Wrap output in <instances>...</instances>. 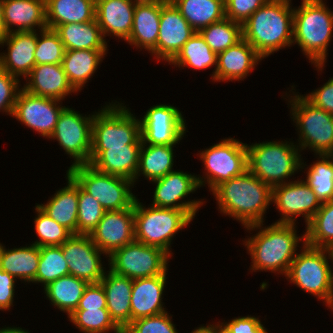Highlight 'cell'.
Returning a JSON list of instances; mask_svg holds the SVG:
<instances>
[{"label":"cell","mask_w":333,"mask_h":333,"mask_svg":"<svg viewBox=\"0 0 333 333\" xmlns=\"http://www.w3.org/2000/svg\"><path fill=\"white\" fill-rule=\"evenodd\" d=\"M263 223L246 226L247 230L260 229L254 236L244 241V246L252 258L251 270L278 272L286 275L298 249V242L305 243V233L297 236L296 224L273 223L262 227ZM303 239V240H302Z\"/></svg>","instance_id":"obj_1"},{"label":"cell","mask_w":333,"mask_h":333,"mask_svg":"<svg viewBox=\"0 0 333 333\" xmlns=\"http://www.w3.org/2000/svg\"><path fill=\"white\" fill-rule=\"evenodd\" d=\"M221 213L233 217L246 227L263 223L272 200V188L248 169L218 185L213 191Z\"/></svg>","instance_id":"obj_2"},{"label":"cell","mask_w":333,"mask_h":333,"mask_svg":"<svg viewBox=\"0 0 333 333\" xmlns=\"http://www.w3.org/2000/svg\"><path fill=\"white\" fill-rule=\"evenodd\" d=\"M291 0H268L242 25L243 38L262 57L290 47L293 42Z\"/></svg>","instance_id":"obj_3"},{"label":"cell","mask_w":333,"mask_h":333,"mask_svg":"<svg viewBox=\"0 0 333 333\" xmlns=\"http://www.w3.org/2000/svg\"><path fill=\"white\" fill-rule=\"evenodd\" d=\"M293 26L292 43L322 71L333 36V11L323 0H302L301 6L293 8Z\"/></svg>","instance_id":"obj_4"},{"label":"cell","mask_w":333,"mask_h":333,"mask_svg":"<svg viewBox=\"0 0 333 333\" xmlns=\"http://www.w3.org/2000/svg\"><path fill=\"white\" fill-rule=\"evenodd\" d=\"M246 147L248 170L271 188L287 183L286 178L307 166L302 162L300 148L291 142L270 141Z\"/></svg>","instance_id":"obj_5"},{"label":"cell","mask_w":333,"mask_h":333,"mask_svg":"<svg viewBox=\"0 0 333 333\" xmlns=\"http://www.w3.org/2000/svg\"><path fill=\"white\" fill-rule=\"evenodd\" d=\"M136 198L134 203L135 240L154 246L170 256L172 238L193 219L182 210L150 206L146 208Z\"/></svg>","instance_id":"obj_6"},{"label":"cell","mask_w":333,"mask_h":333,"mask_svg":"<svg viewBox=\"0 0 333 333\" xmlns=\"http://www.w3.org/2000/svg\"><path fill=\"white\" fill-rule=\"evenodd\" d=\"M327 259L333 261V250L314 248L303 243V249L300 254L297 253L285 276L291 283L317 299L324 300L326 306H329L332 299L333 270Z\"/></svg>","instance_id":"obj_7"},{"label":"cell","mask_w":333,"mask_h":333,"mask_svg":"<svg viewBox=\"0 0 333 333\" xmlns=\"http://www.w3.org/2000/svg\"><path fill=\"white\" fill-rule=\"evenodd\" d=\"M113 103L94 114L91 151L125 147L127 144H142L140 119L131 114L123 103Z\"/></svg>","instance_id":"obj_8"},{"label":"cell","mask_w":333,"mask_h":333,"mask_svg":"<svg viewBox=\"0 0 333 333\" xmlns=\"http://www.w3.org/2000/svg\"><path fill=\"white\" fill-rule=\"evenodd\" d=\"M290 96L291 117L299 129V148L316 155H333V115L310 103L303 95Z\"/></svg>","instance_id":"obj_9"},{"label":"cell","mask_w":333,"mask_h":333,"mask_svg":"<svg viewBox=\"0 0 333 333\" xmlns=\"http://www.w3.org/2000/svg\"><path fill=\"white\" fill-rule=\"evenodd\" d=\"M75 181L100 202L105 211L131 208L136 200L131 191L134 182L130 179L102 173L90 164L69 167L67 170Z\"/></svg>","instance_id":"obj_10"},{"label":"cell","mask_w":333,"mask_h":333,"mask_svg":"<svg viewBox=\"0 0 333 333\" xmlns=\"http://www.w3.org/2000/svg\"><path fill=\"white\" fill-rule=\"evenodd\" d=\"M200 159L206 170V181L197 177L199 186L208 183L212 192L218 185L233 177L242 175L248 169L246 144L234 138H227L200 152Z\"/></svg>","instance_id":"obj_11"},{"label":"cell","mask_w":333,"mask_h":333,"mask_svg":"<svg viewBox=\"0 0 333 333\" xmlns=\"http://www.w3.org/2000/svg\"><path fill=\"white\" fill-rule=\"evenodd\" d=\"M108 257L111 271L135 280L167 274L171 256L160 248L134 240Z\"/></svg>","instance_id":"obj_12"},{"label":"cell","mask_w":333,"mask_h":333,"mask_svg":"<svg viewBox=\"0 0 333 333\" xmlns=\"http://www.w3.org/2000/svg\"><path fill=\"white\" fill-rule=\"evenodd\" d=\"M94 114L88 117L65 107L59 115L54 132L49 137L57 139L74 162L70 167L88 164L92 149V123Z\"/></svg>","instance_id":"obj_13"},{"label":"cell","mask_w":333,"mask_h":333,"mask_svg":"<svg viewBox=\"0 0 333 333\" xmlns=\"http://www.w3.org/2000/svg\"><path fill=\"white\" fill-rule=\"evenodd\" d=\"M140 132L143 144L176 145L186 133L185 119L174 106L156 105L140 120Z\"/></svg>","instance_id":"obj_14"},{"label":"cell","mask_w":333,"mask_h":333,"mask_svg":"<svg viewBox=\"0 0 333 333\" xmlns=\"http://www.w3.org/2000/svg\"><path fill=\"white\" fill-rule=\"evenodd\" d=\"M276 204L278 212H281L280 220L276 223L296 224L299 215L304 216L306 226L321 207L311 187L304 181H291L272 187V200Z\"/></svg>","instance_id":"obj_15"},{"label":"cell","mask_w":333,"mask_h":333,"mask_svg":"<svg viewBox=\"0 0 333 333\" xmlns=\"http://www.w3.org/2000/svg\"><path fill=\"white\" fill-rule=\"evenodd\" d=\"M61 100L36 96L21 88L12 117L49 138L54 132L59 115L66 106L58 105Z\"/></svg>","instance_id":"obj_16"},{"label":"cell","mask_w":333,"mask_h":333,"mask_svg":"<svg viewBox=\"0 0 333 333\" xmlns=\"http://www.w3.org/2000/svg\"><path fill=\"white\" fill-rule=\"evenodd\" d=\"M61 248L68 263L69 275L87 283H99L105 274L101 261L104 253L93 243L90 235L73 234Z\"/></svg>","instance_id":"obj_17"},{"label":"cell","mask_w":333,"mask_h":333,"mask_svg":"<svg viewBox=\"0 0 333 333\" xmlns=\"http://www.w3.org/2000/svg\"><path fill=\"white\" fill-rule=\"evenodd\" d=\"M196 33L171 1L161 0L157 46L150 52L157 60L170 62Z\"/></svg>","instance_id":"obj_18"},{"label":"cell","mask_w":333,"mask_h":333,"mask_svg":"<svg viewBox=\"0 0 333 333\" xmlns=\"http://www.w3.org/2000/svg\"><path fill=\"white\" fill-rule=\"evenodd\" d=\"M152 182L156 184V187L151 206L182 210L193 219L198 209L204 204L200 200L181 201L188 194L200 188L195 175L183 171H173Z\"/></svg>","instance_id":"obj_19"},{"label":"cell","mask_w":333,"mask_h":333,"mask_svg":"<svg viewBox=\"0 0 333 333\" xmlns=\"http://www.w3.org/2000/svg\"><path fill=\"white\" fill-rule=\"evenodd\" d=\"M90 237L106 256L133 242L135 240L134 205L123 210L106 211Z\"/></svg>","instance_id":"obj_20"},{"label":"cell","mask_w":333,"mask_h":333,"mask_svg":"<svg viewBox=\"0 0 333 333\" xmlns=\"http://www.w3.org/2000/svg\"><path fill=\"white\" fill-rule=\"evenodd\" d=\"M4 43L8 52L0 53V68L17 78H25L35 66L37 32H12L0 39L1 47Z\"/></svg>","instance_id":"obj_21"},{"label":"cell","mask_w":333,"mask_h":333,"mask_svg":"<svg viewBox=\"0 0 333 333\" xmlns=\"http://www.w3.org/2000/svg\"><path fill=\"white\" fill-rule=\"evenodd\" d=\"M263 58L242 38L235 45L217 55V68L212 74L214 81L243 80Z\"/></svg>","instance_id":"obj_22"},{"label":"cell","mask_w":333,"mask_h":333,"mask_svg":"<svg viewBox=\"0 0 333 333\" xmlns=\"http://www.w3.org/2000/svg\"><path fill=\"white\" fill-rule=\"evenodd\" d=\"M137 1L96 0L95 19L104 38L112 34L124 41L129 39Z\"/></svg>","instance_id":"obj_23"},{"label":"cell","mask_w":333,"mask_h":333,"mask_svg":"<svg viewBox=\"0 0 333 333\" xmlns=\"http://www.w3.org/2000/svg\"><path fill=\"white\" fill-rule=\"evenodd\" d=\"M24 79L28 82L22 89L36 96L63 100L77 92L69 83L62 64L35 65Z\"/></svg>","instance_id":"obj_24"},{"label":"cell","mask_w":333,"mask_h":333,"mask_svg":"<svg viewBox=\"0 0 333 333\" xmlns=\"http://www.w3.org/2000/svg\"><path fill=\"white\" fill-rule=\"evenodd\" d=\"M142 144H127L125 147H108L104 151H91L89 163L96 170L121 176L134 182L139 166Z\"/></svg>","instance_id":"obj_25"},{"label":"cell","mask_w":333,"mask_h":333,"mask_svg":"<svg viewBox=\"0 0 333 333\" xmlns=\"http://www.w3.org/2000/svg\"><path fill=\"white\" fill-rule=\"evenodd\" d=\"M161 0H138L133 15L131 34L127 42L149 53L157 46Z\"/></svg>","instance_id":"obj_26"},{"label":"cell","mask_w":333,"mask_h":333,"mask_svg":"<svg viewBox=\"0 0 333 333\" xmlns=\"http://www.w3.org/2000/svg\"><path fill=\"white\" fill-rule=\"evenodd\" d=\"M166 274L133 280L131 290V322L165 311L162 295L166 287Z\"/></svg>","instance_id":"obj_27"},{"label":"cell","mask_w":333,"mask_h":333,"mask_svg":"<svg viewBox=\"0 0 333 333\" xmlns=\"http://www.w3.org/2000/svg\"><path fill=\"white\" fill-rule=\"evenodd\" d=\"M17 26L16 29H12ZM38 26V27H37ZM47 28L45 0H5V35L12 32L36 31Z\"/></svg>","instance_id":"obj_28"},{"label":"cell","mask_w":333,"mask_h":333,"mask_svg":"<svg viewBox=\"0 0 333 333\" xmlns=\"http://www.w3.org/2000/svg\"><path fill=\"white\" fill-rule=\"evenodd\" d=\"M106 294L107 310L114 322L124 330L131 323V290L133 280L109 269L100 280Z\"/></svg>","instance_id":"obj_29"},{"label":"cell","mask_w":333,"mask_h":333,"mask_svg":"<svg viewBox=\"0 0 333 333\" xmlns=\"http://www.w3.org/2000/svg\"><path fill=\"white\" fill-rule=\"evenodd\" d=\"M66 175L68 185L59 189L45 205L37 206L58 224L77 234L79 184L69 173Z\"/></svg>","instance_id":"obj_30"},{"label":"cell","mask_w":333,"mask_h":333,"mask_svg":"<svg viewBox=\"0 0 333 333\" xmlns=\"http://www.w3.org/2000/svg\"><path fill=\"white\" fill-rule=\"evenodd\" d=\"M47 28L95 20L96 0H45Z\"/></svg>","instance_id":"obj_31"},{"label":"cell","mask_w":333,"mask_h":333,"mask_svg":"<svg viewBox=\"0 0 333 333\" xmlns=\"http://www.w3.org/2000/svg\"><path fill=\"white\" fill-rule=\"evenodd\" d=\"M108 50H65L62 67L69 83L78 92L93 76Z\"/></svg>","instance_id":"obj_32"},{"label":"cell","mask_w":333,"mask_h":333,"mask_svg":"<svg viewBox=\"0 0 333 333\" xmlns=\"http://www.w3.org/2000/svg\"><path fill=\"white\" fill-rule=\"evenodd\" d=\"M39 260L40 247L37 245L7 250L0 243V268L15 278L35 283Z\"/></svg>","instance_id":"obj_33"},{"label":"cell","mask_w":333,"mask_h":333,"mask_svg":"<svg viewBox=\"0 0 333 333\" xmlns=\"http://www.w3.org/2000/svg\"><path fill=\"white\" fill-rule=\"evenodd\" d=\"M65 50H107V42L96 21L86 23H67L54 29Z\"/></svg>","instance_id":"obj_34"},{"label":"cell","mask_w":333,"mask_h":333,"mask_svg":"<svg viewBox=\"0 0 333 333\" xmlns=\"http://www.w3.org/2000/svg\"><path fill=\"white\" fill-rule=\"evenodd\" d=\"M170 1L196 32L225 18V0Z\"/></svg>","instance_id":"obj_35"},{"label":"cell","mask_w":333,"mask_h":333,"mask_svg":"<svg viewBox=\"0 0 333 333\" xmlns=\"http://www.w3.org/2000/svg\"><path fill=\"white\" fill-rule=\"evenodd\" d=\"M174 146L175 145H148L142 143L139 153V166L134 178V183L141 174L148 180L154 181L173 172Z\"/></svg>","instance_id":"obj_36"},{"label":"cell","mask_w":333,"mask_h":333,"mask_svg":"<svg viewBox=\"0 0 333 333\" xmlns=\"http://www.w3.org/2000/svg\"><path fill=\"white\" fill-rule=\"evenodd\" d=\"M88 284L73 275H66L50 282L44 292L53 306L69 316L77 309Z\"/></svg>","instance_id":"obj_37"},{"label":"cell","mask_w":333,"mask_h":333,"mask_svg":"<svg viewBox=\"0 0 333 333\" xmlns=\"http://www.w3.org/2000/svg\"><path fill=\"white\" fill-rule=\"evenodd\" d=\"M180 67H190L198 70L217 68V54L206 44L199 32H196L182 47L177 56L170 62Z\"/></svg>","instance_id":"obj_38"},{"label":"cell","mask_w":333,"mask_h":333,"mask_svg":"<svg viewBox=\"0 0 333 333\" xmlns=\"http://www.w3.org/2000/svg\"><path fill=\"white\" fill-rule=\"evenodd\" d=\"M305 237L308 246L333 250V199L321 204L306 226Z\"/></svg>","instance_id":"obj_39"},{"label":"cell","mask_w":333,"mask_h":333,"mask_svg":"<svg viewBox=\"0 0 333 333\" xmlns=\"http://www.w3.org/2000/svg\"><path fill=\"white\" fill-rule=\"evenodd\" d=\"M199 33L217 55L243 38L242 24L226 17L201 29Z\"/></svg>","instance_id":"obj_40"},{"label":"cell","mask_w":333,"mask_h":333,"mask_svg":"<svg viewBox=\"0 0 333 333\" xmlns=\"http://www.w3.org/2000/svg\"><path fill=\"white\" fill-rule=\"evenodd\" d=\"M318 159L307 167L305 182L324 203L333 199V155H319Z\"/></svg>","instance_id":"obj_41"},{"label":"cell","mask_w":333,"mask_h":333,"mask_svg":"<svg viewBox=\"0 0 333 333\" xmlns=\"http://www.w3.org/2000/svg\"><path fill=\"white\" fill-rule=\"evenodd\" d=\"M68 318L83 333H123L107 308L75 310Z\"/></svg>","instance_id":"obj_42"},{"label":"cell","mask_w":333,"mask_h":333,"mask_svg":"<svg viewBox=\"0 0 333 333\" xmlns=\"http://www.w3.org/2000/svg\"><path fill=\"white\" fill-rule=\"evenodd\" d=\"M66 275H69V268L61 246L40 247L36 283H42L45 287L50 282Z\"/></svg>","instance_id":"obj_43"},{"label":"cell","mask_w":333,"mask_h":333,"mask_svg":"<svg viewBox=\"0 0 333 333\" xmlns=\"http://www.w3.org/2000/svg\"><path fill=\"white\" fill-rule=\"evenodd\" d=\"M35 207L37 217L34 219V224L36 233L40 239L32 244L38 247L61 246L73 235L70 230L46 215L37 205Z\"/></svg>","instance_id":"obj_44"},{"label":"cell","mask_w":333,"mask_h":333,"mask_svg":"<svg viewBox=\"0 0 333 333\" xmlns=\"http://www.w3.org/2000/svg\"><path fill=\"white\" fill-rule=\"evenodd\" d=\"M105 212L100 202L79 185L77 234L90 235Z\"/></svg>","instance_id":"obj_45"},{"label":"cell","mask_w":333,"mask_h":333,"mask_svg":"<svg viewBox=\"0 0 333 333\" xmlns=\"http://www.w3.org/2000/svg\"><path fill=\"white\" fill-rule=\"evenodd\" d=\"M37 33V46L34 53L35 65L62 64L65 48L58 33L46 28Z\"/></svg>","instance_id":"obj_46"},{"label":"cell","mask_w":333,"mask_h":333,"mask_svg":"<svg viewBox=\"0 0 333 333\" xmlns=\"http://www.w3.org/2000/svg\"><path fill=\"white\" fill-rule=\"evenodd\" d=\"M166 312L132 321L123 333H178Z\"/></svg>","instance_id":"obj_47"},{"label":"cell","mask_w":333,"mask_h":333,"mask_svg":"<svg viewBox=\"0 0 333 333\" xmlns=\"http://www.w3.org/2000/svg\"><path fill=\"white\" fill-rule=\"evenodd\" d=\"M17 77L0 68V111L12 116L19 89Z\"/></svg>","instance_id":"obj_48"},{"label":"cell","mask_w":333,"mask_h":333,"mask_svg":"<svg viewBox=\"0 0 333 333\" xmlns=\"http://www.w3.org/2000/svg\"><path fill=\"white\" fill-rule=\"evenodd\" d=\"M268 0H225V17L244 24Z\"/></svg>","instance_id":"obj_49"},{"label":"cell","mask_w":333,"mask_h":333,"mask_svg":"<svg viewBox=\"0 0 333 333\" xmlns=\"http://www.w3.org/2000/svg\"><path fill=\"white\" fill-rule=\"evenodd\" d=\"M222 333H268L259 318L243 316L226 323H217Z\"/></svg>","instance_id":"obj_50"},{"label":"cell","mask_w":333,"mask_h":333,"mask_svg":"<svg viewBox=\"0 0 333 333\" xmlns=\"http://www.w3.org/2000/svg\"><path fill=\"white\" fill-rule=\"evenodd\" d=\"M106 294L101 283H89L76 310L107 308Z\"/></svg>","instance_id":"obj_51"},{"label":"cell","mask_w":333,"mask_h":333,"mask_svg":"<svg viewBox=\"0 0 333 333\" xmlns=\"http://www.w3.org/2000/svg\"><path fill=\"white\" fill-rule=\"evenodd\" d=\"M304 97L314 106L333 115V78Z\"/></svg>","instance_id":"obj_52"},{"label":"cell","mask_w":333,"mask_h":333,"mask_svg":"<svg viewBox=\"0 0 333 333\" xmlns=\"http://www.w3.org/2000/svg\"><path fill=\"white\" fill-rule=\"evenodd\" d=\"M16 280L0 268V310H9L13 305Z\"/></svg>","instance_id":"obj_53"},{"label":"cell","mask_w":333,"mask_h":333,"mask_svg":"<svg viewBox=\"0 0 333 333\" xmlns=\"http://www.w3.org/2000/svg\"><path fill=\"white\" fill-rule=\"evenodd\" d=\"M191 333H222L221 329L217 324H210L205 326H200L197 329H194Z\"/></svg>","instance_id":"obj_54"},{"label":"cell","mask_w":333,"mask_h":333,"mask_svg":"<svg viewBox=\"0 0 333 333\" xmlns=\"http://www.w3.org/2000/svg\"><path fill=\"white\" fill-rule=\"evenodd\" d=\"M4 1L0 0V39L5 36L4 28Z\"/></svg>","instance_id":"obj_55"},{"label":"cell","mask_w":333,"mask_h":333,"mask_svg":"<svg viewBox=\"0 0 333 333\" xmlns=\"http://www.w3.org/2000/svg\"><path fill=\"white\" fill-rule=\"evenodd\" d=\"M0 333H30L28 330L22 329L20 327H5L0 329Z\"/></svg>","instance_id":"obj_56"},{"label":"cell","mask_w":333,"mask_h":333,"mask_svg":"<svg viewBox=\"0 0 333 333\" xmlns=\"http://www.w3.org/2000/svg\"><path fill=\"white\" fill-rule=\"evenodd\" d=\"M328 307L333 311V299H331V303Z\"/></svg>","instance_id":"obj_57"},{"label":"cell","mask_w":333,"mask_h":333,"mask_svg":"<svg viewBox=\"0 0 333 333\" xmlns=\"http://www.w3.org/2000/svg\"><path fill=\"white\" fill-rule=\"evenodd\" d=\"M332 299H333V278H332Z\"/></svg>","instance_id":"obj_58"}]
</instances>
